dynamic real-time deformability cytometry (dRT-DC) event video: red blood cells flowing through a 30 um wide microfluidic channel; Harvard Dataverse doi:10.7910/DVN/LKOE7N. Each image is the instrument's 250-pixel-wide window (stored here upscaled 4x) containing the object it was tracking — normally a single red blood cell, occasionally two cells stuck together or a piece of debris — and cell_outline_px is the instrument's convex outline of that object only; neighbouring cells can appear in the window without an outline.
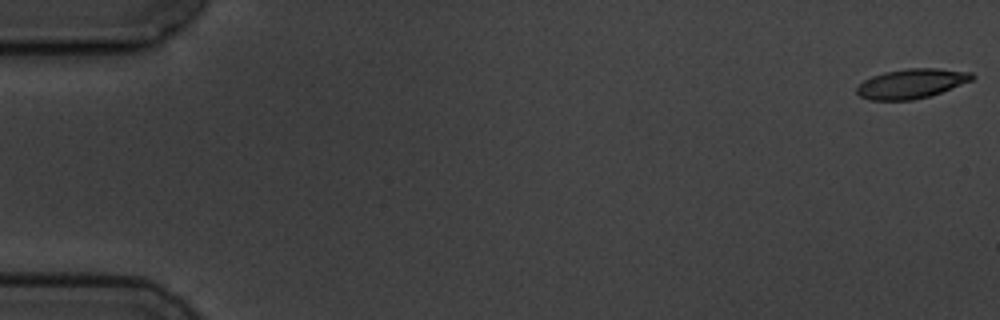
{"species": "common noctule bat (a hibernating species)", "species_latin": "Nyctalus noctula", "temperature_condition": "cold", "stored_images_in_passage": 8, "camera_frame_rate_fps": 3000, "um_per_image_px": 0.085, "animal": {"sex": "male", "body_mass_g": 19.5, "forearm_length_mm": 54.6}, "frame": {"image": 1, "passage_image": 1, "time_ms": 0.0, "image_size_px": [1000, 320], "cell_outline_px": [[976, 76], [972, 80], [940, 92], [928, 96], [912, 100], [868, 100], [860, 96], [856, 92], [856, 88], [864, 80], [872, 76], [884, 72], [908, 68], [936, 68], [972, 72]], "centroid_in_image_um": [77.46, 7.1], "position_along_channel_um": 7.5, "area_um2": 19.77}}
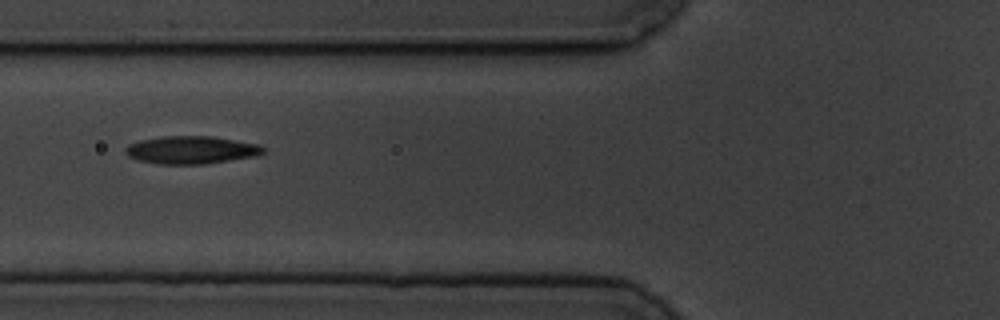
{"frame": {"image": 2, "passage_image": 6, "time_ms": 7.0, "image_size_px": [1000, 320], "cell_outline_px": [[264, 152], [252, 156], [204, 164], [156, 164], [140, 160], [128, 156], [124, 152], [124, 148], [128, 144], [140, 140], [164, 136], [212, 136], [260, 144], [264, 148]], "centroid_in_image_um": [16.21, 12.74], "position_along_channel_um": 109.6, "area_um2": 22.2}}
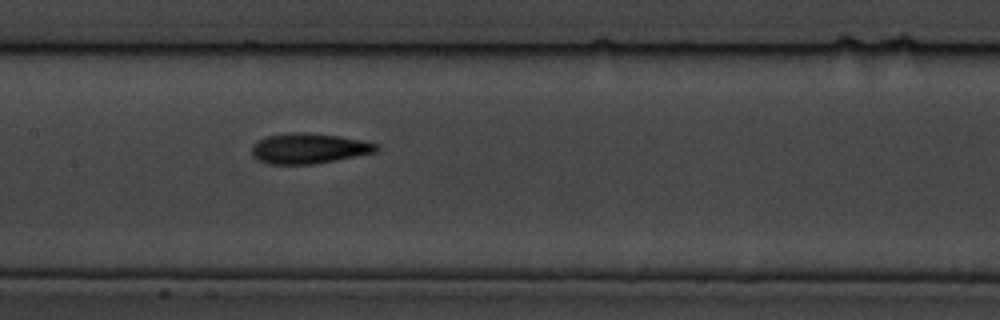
{"frame": {"image": 3, "passage_image": 8, "time_ms": 9.0, "image_size_px": [1000, 320], "cell_outline_px": [[380, 148], [376, 152], [316, 164], [268, 164], [256, 160], [252, 156], [252, 144], [256, 140], [264, 136], [292, 132], [304, 132], [340, 136], [360, 140], [376, 144]], "centroid_in_image_um": [26.19, 12.61], "position_along_channel_um": 181.2, "area_um2": 22.25}}